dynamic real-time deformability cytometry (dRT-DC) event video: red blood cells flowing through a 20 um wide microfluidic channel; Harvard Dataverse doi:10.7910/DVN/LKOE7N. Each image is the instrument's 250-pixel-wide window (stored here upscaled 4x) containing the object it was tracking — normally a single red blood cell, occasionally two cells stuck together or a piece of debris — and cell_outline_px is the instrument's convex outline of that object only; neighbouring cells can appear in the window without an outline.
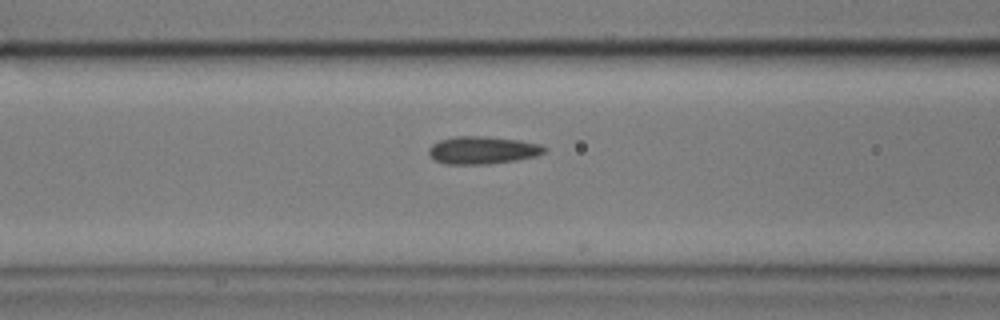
{"species": "common noctule bat (a hibernating species)", "species_latin": "Nyctalus noctula", "temperature_condition": "cold", "stored_images_in_passage": 9, "camera_frame_rate_fps": 3000, "um_per_image_px": 0.085, "animal": {"sex": "male", "body_mass_g": 17.9}, "frame": {"image": 1, "passage_image": 8, "time_ms": 2.333, "image_size_px": [1000, 320], "cell_outline_px": [[548, 148], [544, 152], [536, 156], [516, 160], [488, 164], [444, 164], [436, 160], [428, 152], [428, 148], [432, 144], [440, 140], [456, 136], [484, 136], [520, 140], [540, 144]], "centroid_in_image_um": [41.03, 12.76], "position_along_channel_um": 125.6, "area_um2": 18.61}}